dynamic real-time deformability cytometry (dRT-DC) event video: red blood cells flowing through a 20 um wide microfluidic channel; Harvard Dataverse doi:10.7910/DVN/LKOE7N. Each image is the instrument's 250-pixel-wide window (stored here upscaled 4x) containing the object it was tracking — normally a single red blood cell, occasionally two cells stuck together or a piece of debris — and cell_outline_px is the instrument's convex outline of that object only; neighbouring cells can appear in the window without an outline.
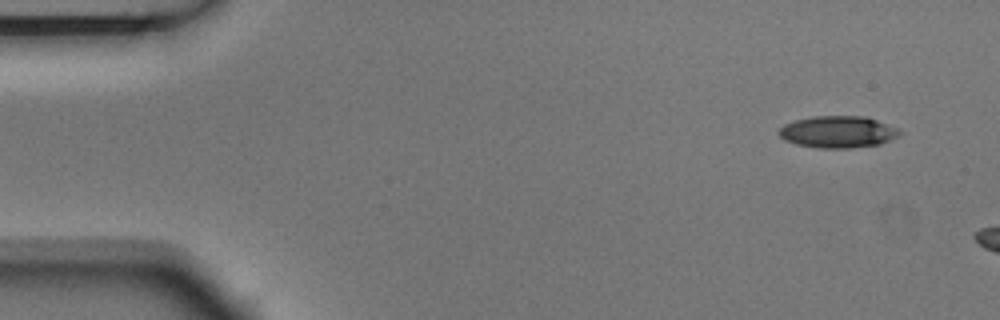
{"species": "Egyptian fruit bat (a non-hibernating species)", "species_latin": "Rousettus aegyptiacus", "temperature_condition": "room temperature", "stored_images_in_passage": 3, "camera_frame_rate_fps": 3000, "um_per_image_px": 0.085, "animal": {"sex": "male"}, "frame": {"image": 1, "passage_image": 1, "time_ms": 0.0, "image_size_px": [1000, 320], "cell_outline_px": [[900, 132], [896, 136], [880, 144], [848, 148], [820, 148], [796, 144], [784, 140], [780, 136], [780, 128], [784, 124], [796, 120], [812, 116], [864, 116], [900, 128]], "centroid_in_image_um": [71.21, 11.2], "position_along_channel_um": 13.8, "area_um2": 22.2}}